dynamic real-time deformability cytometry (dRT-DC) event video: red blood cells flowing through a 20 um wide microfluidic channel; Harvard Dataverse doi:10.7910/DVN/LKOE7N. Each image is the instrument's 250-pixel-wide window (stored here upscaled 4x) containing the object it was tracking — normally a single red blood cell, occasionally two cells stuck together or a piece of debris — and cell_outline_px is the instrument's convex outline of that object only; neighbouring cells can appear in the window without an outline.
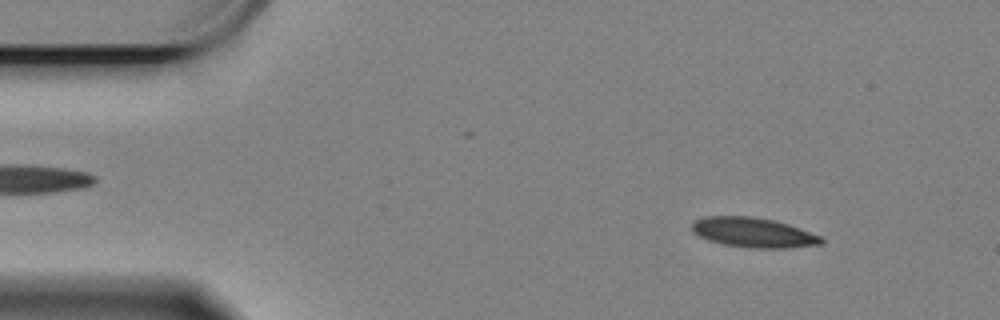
{"species": "Egyptian fruit bat (a non-hibernating species)", "species_latin": "Rousettus aegyptiacus", "temperature_condition": "cold", "stored_images_in_passage": 53, "camera_frame_rate_fps": 3000, "um_per_image_px": 0.085, "animal": {"sex": "female"}, "frame": {"image": 1, "passage_image": 6, "time_ms": 1.667, "image_size_px": [1000, 320], "cell_outline_px": [[824, 244], [784, 248], [752, 248], [724, 244], [708, 240], [692, 232], [692, 224], [696, 220], [708, 216], [748, 216], [772, 220], [788, 224], [800, 228], [820, 236], [824, 240]], "centroid_in_image_um": [64.05, 19.77], "position_along_channel_um": 21.0, "area_um2": 22.25}}
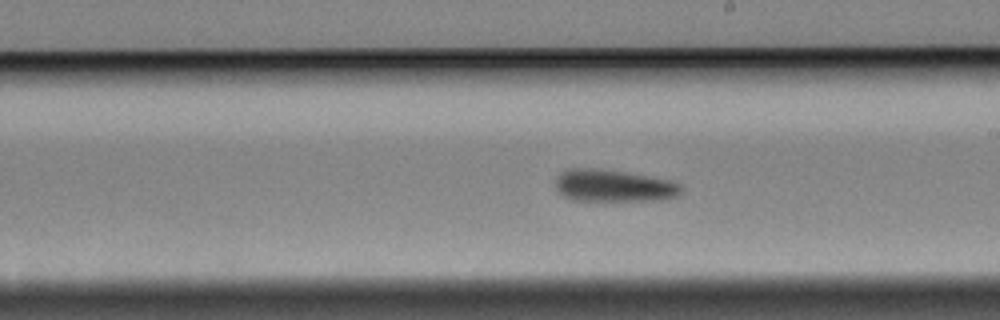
{"frame": {"image": 2, "passage_image": 32, "time_ms": 10.333, "image_size_px": [1000, 320], "cell_outline_px": [[684, 188], [680, 196], [660, 200], [572, 200], [564, 196], [556, 188], [556, 176], [560, 172], [568, 168], [596, 168], [624, 172], [672, 180], [680, 184]], "centroid_in_image_um": [52.19, 15.78], "position_along_channel_um": 236.8, "area_um2": 23.7}}
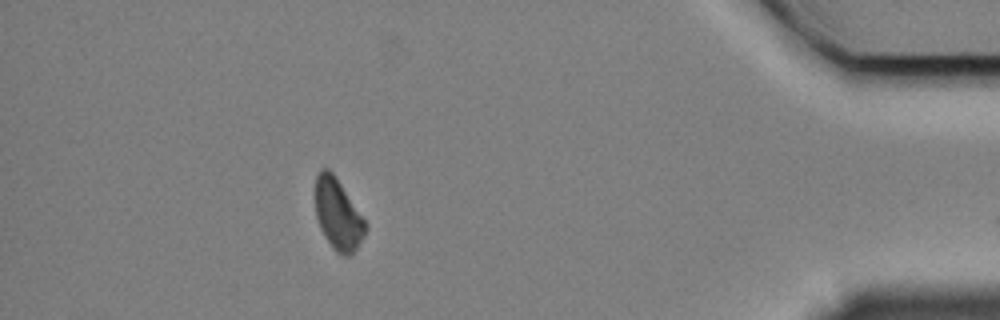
{"frame": {"image": 3, "passage_image": 52, "time_ms": 17.0, "image_size_px": [1000, 320], "cell_outline_px": [[364, 236], [356, 248], [348, 256], [344, 256], [336, 252], [332, 248], [324, 236], [320, 228], [316, 216], [316, 176], [320, 168], [328, 168], [332, 172], [364, 220]], "centroid_in_image_um": [28.68, 18.23], "position_along_channel_um": 406.5, "area_um2": 20.06}}